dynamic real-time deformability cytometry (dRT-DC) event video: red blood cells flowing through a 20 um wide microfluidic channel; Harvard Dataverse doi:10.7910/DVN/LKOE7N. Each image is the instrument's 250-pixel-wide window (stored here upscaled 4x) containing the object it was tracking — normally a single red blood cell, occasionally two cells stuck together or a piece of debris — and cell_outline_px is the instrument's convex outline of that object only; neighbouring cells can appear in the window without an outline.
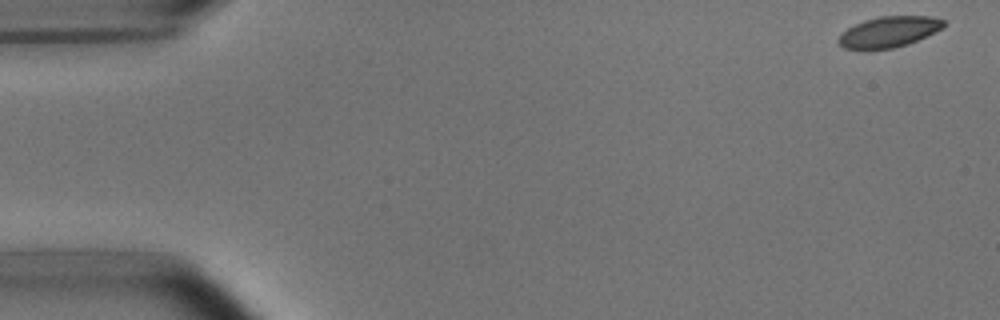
{"species": "common noctule bat (a hibernating species)", "species_latin": "Nyctalus noctula", "temperature_condition": "room temperature", "stored_images_in_passage": 9, "camera_frame_rate_fps": 3000, "um_per_image_px": 0.085, "animal": {"sex": "male", "body_mass_g": 15.6}, "frame": {"image": 1, "passage_image": 1, "time_ms": 0.0, "image_size_px": [1000, 320], "cell_outline_px": [[944, 28], [928, 36], [908, 44], [892, 48], [868, 52], [844, 48], [836, 40], [848, 28], [864, 20], [880, 16], [928, 16], [944, 20]], "centroid_in_image_um": [75.54, 2.74], "position_along_channel_um": 9.5, "area_um2": 19.25}}